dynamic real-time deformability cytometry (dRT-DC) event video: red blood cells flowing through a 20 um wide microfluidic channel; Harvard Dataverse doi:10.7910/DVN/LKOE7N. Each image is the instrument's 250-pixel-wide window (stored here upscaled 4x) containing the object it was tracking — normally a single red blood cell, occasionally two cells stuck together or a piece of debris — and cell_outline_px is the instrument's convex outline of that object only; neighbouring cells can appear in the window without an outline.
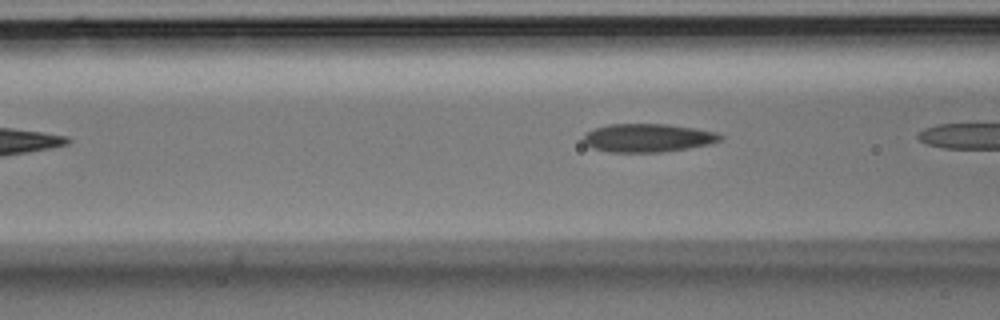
{"species": "Egyptian fruit bat (a non-hibernating species)", "species_latin": "Rousettus aegyptiacus", "temperature_condition": "room temperature", "stored_images_in_passage": 6, "camera_frame_rate_fps": 3000, "um_per_image_px": 0.085, "animal": {"sex": "male"}, "frame": {"image": 1, "passage_image": 5, "time_ms": 1.333, "image_size_px": [1000, 320], "cell_outline_px": [[724, 140], [712, 144], [688, 148], [660, 152], [608, 152], [592, 148], [584, 144], [584, 136], [588, 132], [596, 128], [608, 124], [668, 124], [696, 128], [716, 132], [724, 136]], "centroid_in_image_um": [55.12, 11.72], "position_along_channel_um": 111.5, "area_um2": 22.77}}